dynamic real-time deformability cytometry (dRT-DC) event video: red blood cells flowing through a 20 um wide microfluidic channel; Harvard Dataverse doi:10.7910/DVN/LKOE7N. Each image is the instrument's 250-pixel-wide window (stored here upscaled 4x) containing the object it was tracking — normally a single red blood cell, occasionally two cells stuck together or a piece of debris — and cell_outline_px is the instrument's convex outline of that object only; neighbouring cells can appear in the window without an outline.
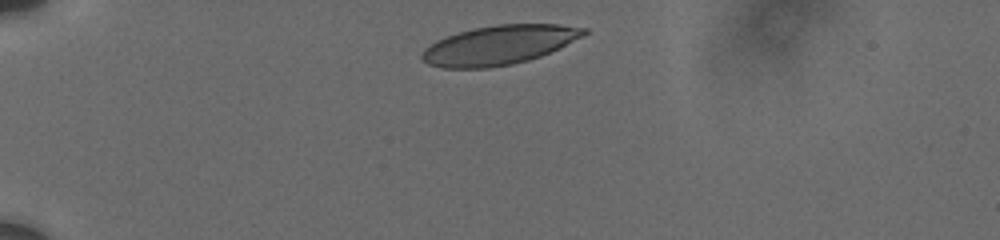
{"species": "human", "species_latin": "Homo sapiens", "temperature_condition": "cold", "stored_images_in_passage": 12, "camera_frame_rate_fps": 3000, "um_per_image_px": 0.085, "donor": {"sex": "male"}, "frame": {"image": 1, "passage_image": 1, "time_ms": 0.0, "image_size_px": [1000, 240], "cell_outline_px": [[588, 32], [540, 56], [528, 60], [512, 64], [488, 68], [444, 68], [428, 64], [420, 56], [424, 48], [436, 40], [444, 36], [472, 28], [496, 24], [560, 24], [588, 28]], "centroid_in_image_um": [42.35, 3.82], "position_along_channel_um": 42.7, "area_um2": 36.76}}
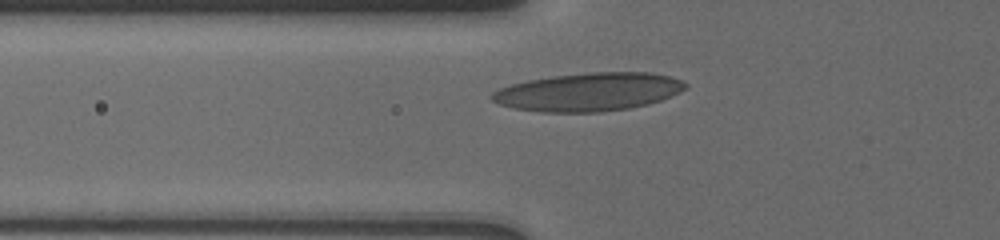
{"frame": {"image": 2, "passage_image": 8, "time_ms": 2.333, "image_size_px": [1000, 240], "cell_outline_px": [[688, 84], [680, 92], [660, 100], [648, 104], [628, 108], [600, 112], [540, 112], [516, 108], [500, 104], [492, 100], [488, 96], [492, 92], [500, 88], [512, 84], [528, 80], [552, 76], [592, 72], [652, 72], [684, 80]], "centroid_in_image_um": [50.03, 7.81], "position_along_channel_um": 75.8, "area_um2": 43.06}}